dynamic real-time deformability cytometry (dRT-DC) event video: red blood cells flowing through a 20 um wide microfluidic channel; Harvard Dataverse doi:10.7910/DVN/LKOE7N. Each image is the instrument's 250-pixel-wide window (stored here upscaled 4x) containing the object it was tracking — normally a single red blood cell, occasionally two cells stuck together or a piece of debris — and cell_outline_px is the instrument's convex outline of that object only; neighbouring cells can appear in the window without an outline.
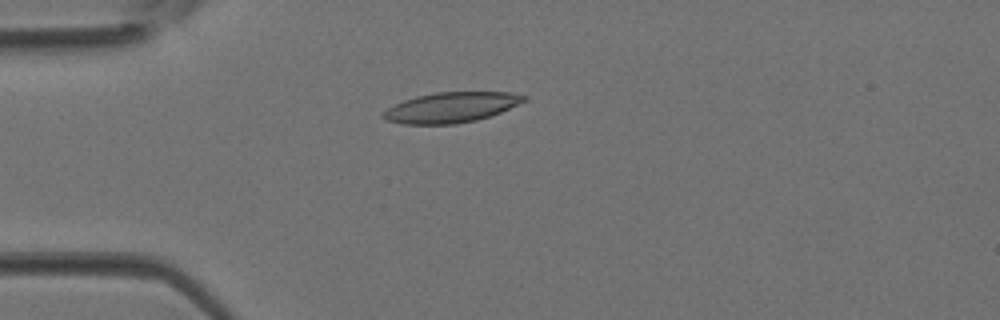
{"species": "Egyptian fruit bat (a non-hibernating species)", "species_latin": "Rousettus aegyptiacus", "temperature_condition": "room temperature", "stored_images_in_passage": 1, "camera_frame_rate_fps": 3000, "um_per_image_px": 0.085, "animal": {"sex": "female"}, "frame": {"image": 1, "passage_image": 1, "time_ms": 0.0, "image_size_px": [1000, 320], "cell_outline_px": [[528, 100], [500, 112], [476, 120], [456, 124], [404, 124], [384, 120], [380, 116], [388, 108], [404, 100], [416, 96], [436, 92], [508, 92], [528, 96]], "centroid_in_image_um": [38.34, 9.13], "position_along_channel_um": 46.7, "area_um2": 24.8}}